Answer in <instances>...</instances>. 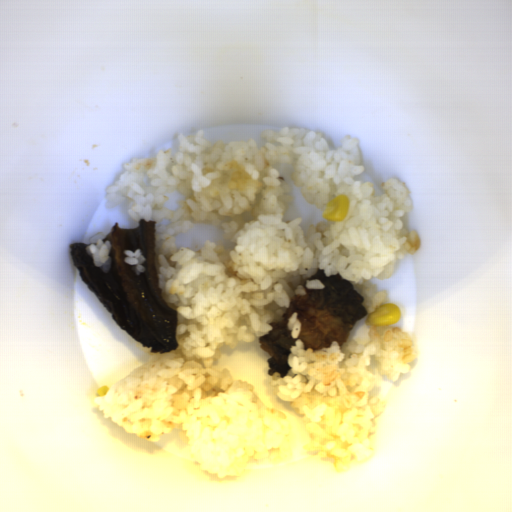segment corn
I'll list each match as a JSON object with an SVG mask.
<instances>
[{
    "label": "corn",
    "mask_w": 512,
    "mask_h": 512,
    "mask_svg": "<svg viewBox=\"0 0 512 512\" xmlns=\"http://www.w3.org/2000/svg\"><path fill=\"white\" fill-rule=\"evenodd\" d=\"M403 316L402 308L395 303H382L373 313L368 314L365 324L368 326H389L396 324Z\"/></svg>",
    "instance_id": "obj_1"
},
{
    "label": "corn",
    "mask_w": 512,
    "mask_h": 512,
    "mask_svg": "<svg viewBox=\"0 0 512 512\" xmlns=\"http://www.w3.org/2000/svg\"><path fill=\"white\" fill-rule=\"evenodd\" d=\"M351 206V199L346 194H338L327 202L321 217L325 221L341 222L347 216Z\"/></svg>",
    "instance_id": "obj_2"
},
{
    "label": "corn",
    "mask_w": 512,
    "mask_h": 512,
    "mask_svg": "<svg viewBox=\"0 0 512 512\" xmlns=\"http://www.w3.org/2000/svg\"><path fill=\"white\" fill-rule=\"evenodd\" d=\"M110 387L108 385L99 386L96 390L97 394L101 396H107Z\"/></svg>",
    "instance_id": "obj_3"
}]
</instances>
